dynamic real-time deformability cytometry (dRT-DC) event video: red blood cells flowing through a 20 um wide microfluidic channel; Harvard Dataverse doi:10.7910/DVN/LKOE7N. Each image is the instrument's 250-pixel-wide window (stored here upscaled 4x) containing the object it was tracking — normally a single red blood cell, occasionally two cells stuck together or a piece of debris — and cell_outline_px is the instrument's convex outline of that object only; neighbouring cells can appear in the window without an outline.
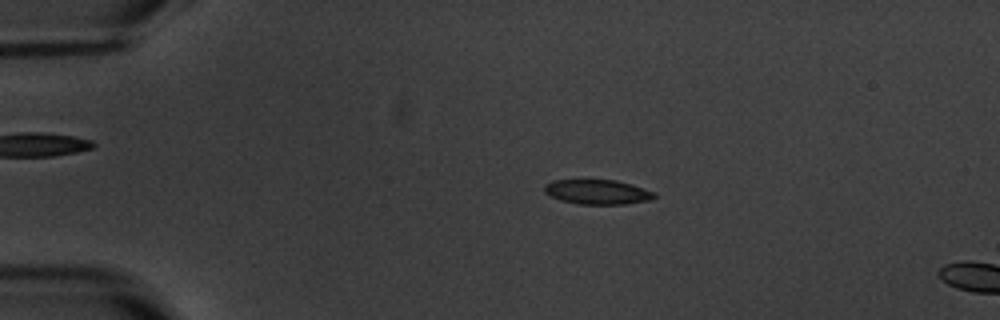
{"species": "common noctule bat (a hibernating species)", "species_latin": "Nyctalus noctula", "temperature_condition": "warm", "stored_images_in_passage": 4, "camera_frame_rate_fps": 3000, "um_per_image_px": 0.085, "animal": {"sex": "male", "body_mass_g": 20.1, "forearm_length_mm": 53.5}, "frame": {"image": 1, "passage_image": 3, "time_ms": 2.333, "image_size_px": [1000, 320], "cell_outline_px": [[656, 196], [652, 200], [624, 204], [576, 204], [560, 200], [544, 192], [544, 184], [552, 180], [616, 180], [632, 184], [656, 192]], "centroid_in_image_um": [50.8, 16.31], "position_along_channel_um": 34.2, "area_um2": 15.95}}